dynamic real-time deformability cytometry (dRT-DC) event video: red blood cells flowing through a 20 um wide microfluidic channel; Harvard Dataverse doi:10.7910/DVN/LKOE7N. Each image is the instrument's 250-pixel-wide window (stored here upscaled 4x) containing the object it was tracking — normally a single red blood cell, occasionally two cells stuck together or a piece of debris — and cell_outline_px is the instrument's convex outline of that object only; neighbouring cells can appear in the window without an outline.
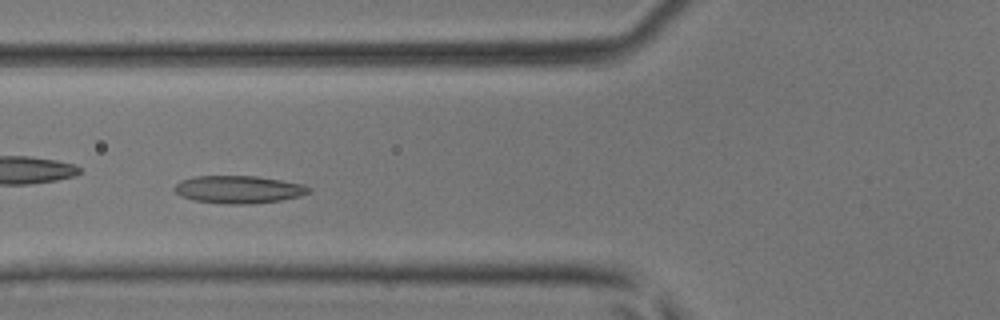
{"species": "common noctule bat (a hibernating species)", "species_latin": "Nyctalus noctula", "temperature_condition": "room temperature", "stored_images_in_passage": 41, "camera_frame_rate_fps": 3000, "um_per_image_px": 0.085, "animal": {"sex": "male", "body_mass_g": 17.9, "forearm_length_mm": 54.2}, "frame": {"image": 1, "passage_image": 12, "time_ms": 3.667, "image_size_px": [1000, 320], "cell_outline_px": [[312, 188], [308, 192], [300, 196], [280, 200], [252, 204], [228, 204], [192, 200], [180, 196], [172, 188], [180, 180], [192, 176], [256, 176], [304, 184]], "centroid_in_image_um": [20.24, 16.1], "position_along_channel_um": 105.6, "area_um2": 21.73}}
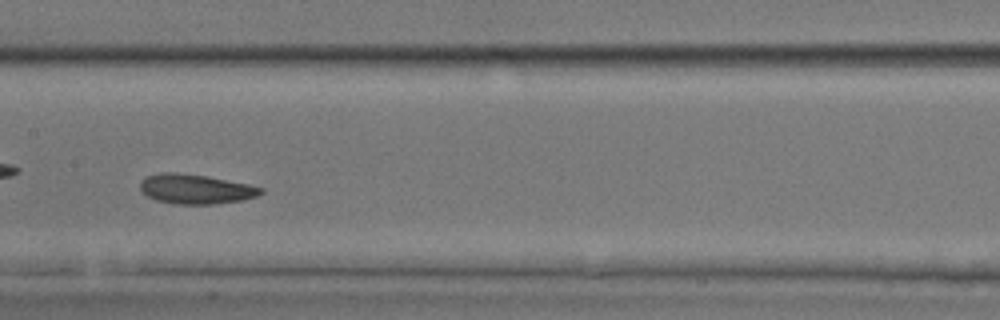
{"frame": {"image": 2, "passage_image": 18, "time_ms": 5.667, "image_size_px": [1000, 320], "cell_outline_px": [[264, 192], [256, 196], [240, 200], [212, 204], [176, 204], [156, 200], [148, 196], [140, 188], [140, 184], [148, 176], [160, 172], [172, 172], [208, 176], [248, 184], [264, 188]], "centroid_in_image_um": [16.65, 16.06], "position_along_channel_um": 190.7, "area_um2": 20.58}}
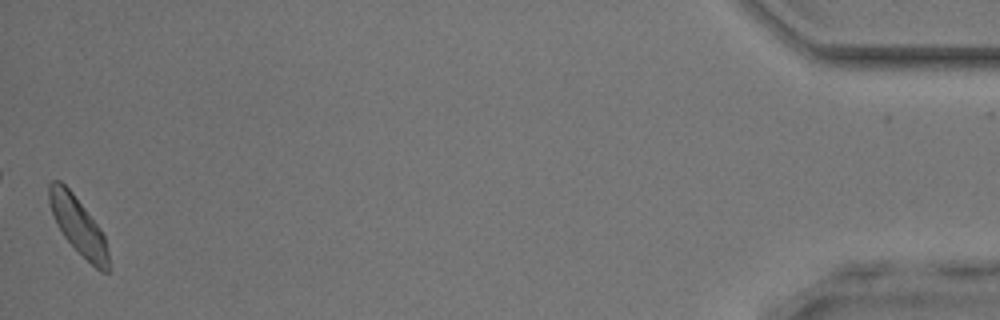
{"frame": {"image": 3, "passage_image": 41, "time_ms": 13.333, "image_size_px": [1000, 320], "cell_outline_px": [[108, 272], [100, 272], [64, 236], [56, 224], [48, 200], [48, 184], [52, 180], [60, 180], [72, 192], [100, 228], [104, 236], [108, 252]], "centroid_in_image_um": [6.62, 19.14], "position_along_channel_um": 428.6, "area_um2": 19.31}}